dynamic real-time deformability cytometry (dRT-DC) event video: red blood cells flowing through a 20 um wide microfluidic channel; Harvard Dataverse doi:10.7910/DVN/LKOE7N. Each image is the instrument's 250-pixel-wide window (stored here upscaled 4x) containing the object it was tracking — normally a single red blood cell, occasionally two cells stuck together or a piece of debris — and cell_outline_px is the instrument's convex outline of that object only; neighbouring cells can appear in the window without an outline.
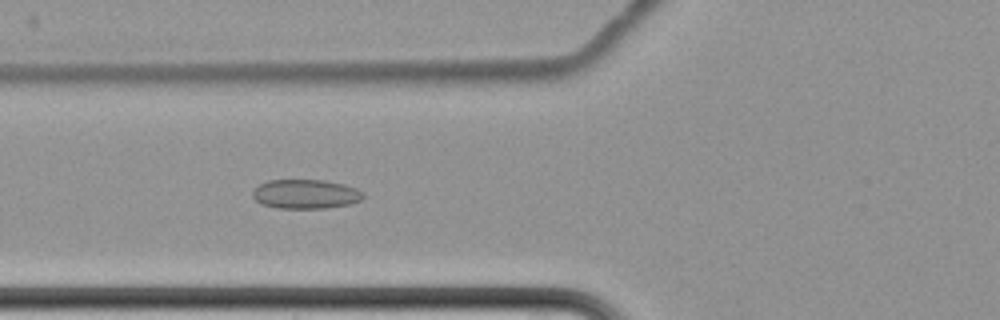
{"species": "common noctule bat (a hibernating species)", "species_latin": "Nyctalus noctula", "temperature_condition": "cold", "stored_images_in_passage": 7, "camera_frame_rate_fps": 3000, "um_per_image_px": 0.085, "animal": {"sex": "female", "body_mass_g": 22.7, "forearm_length_mm": 54.2}, "frame": {"image": 1, "passage_image": 7, "time_ms": 8.333, "image_size_px": [1000, 320], "cell_outline_px": [[364, 196], [360, 200], [348, 204], [324, 208], [276, 208], [260, 204], [252, 196], [252, 192], [260, 184], [268, 180], [324, 180], [344, 184], [356, 188], [364, 192]], "centroid_in_image_um": [25.96, 16.49], "position_along_channel_um": 99.8, "area_um2": 18.84}}